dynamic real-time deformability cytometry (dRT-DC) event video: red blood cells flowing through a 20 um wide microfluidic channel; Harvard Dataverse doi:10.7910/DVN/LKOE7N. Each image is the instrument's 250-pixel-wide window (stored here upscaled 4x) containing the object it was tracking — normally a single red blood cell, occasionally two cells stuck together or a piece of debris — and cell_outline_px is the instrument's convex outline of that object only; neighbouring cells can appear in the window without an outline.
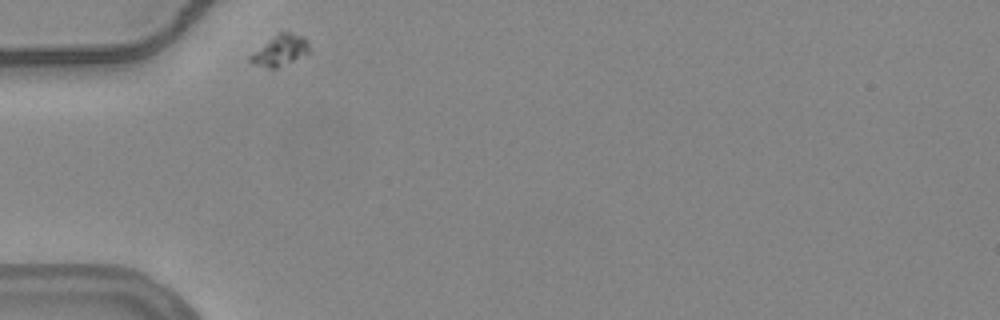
{"species": "common noctule bat (a hibernating species)", "species_latin": "Nyctalus noctula", "temperature_condition": "warm", "stored_images_in_passage": 35, "camera_frame_rate_fps": 3000, "um_per_image_px": 0.085, "animal": {"sex": "female", "body_mass_g": 24.6, "forearm_length_mm": 56.2}, "frame": {"image": 1, "passage_image": 1, "time_ms": 0.0, "image_size_px": [1000, 320], "cell_outline_px": [[308, 52], [276, 68], [268, 68], [252, 64], [248, 60], [248, 56], [268, 40], [280, 32], [288, 32], [304, 36], [308, 40]], "centroid_in_image_um": [23.77, 4.28], "position_along_channel_um": 61.2, "area_um2": 10.29}}
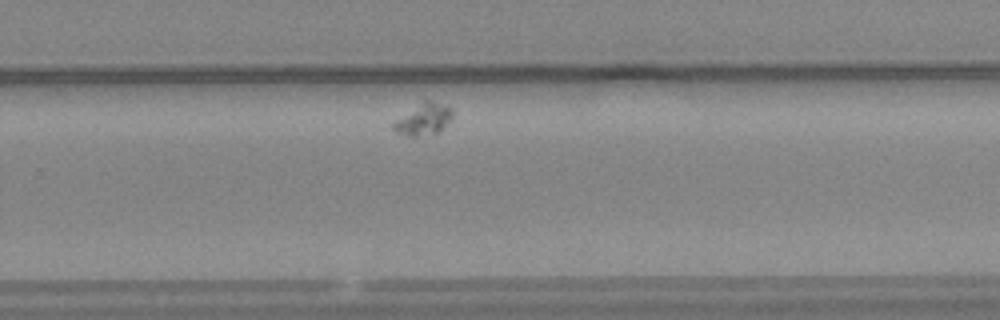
{"frame": {"image": 2, "passage_image": 25, "time_ms": 8.0, "image_size_px": [1000, 320], "cell_outline_px": [[452, 120], [440, 132], [416, 136], [408, 136], [396, 132], [392, 128], [392, 124], [396, 120], [424, 100], [432, 100], [448, 108], [452, 112]], "centroid_in_image_um": [36.01, 10.16], "position_along_channel_um": 293.8, "area_um2": 10.64}}
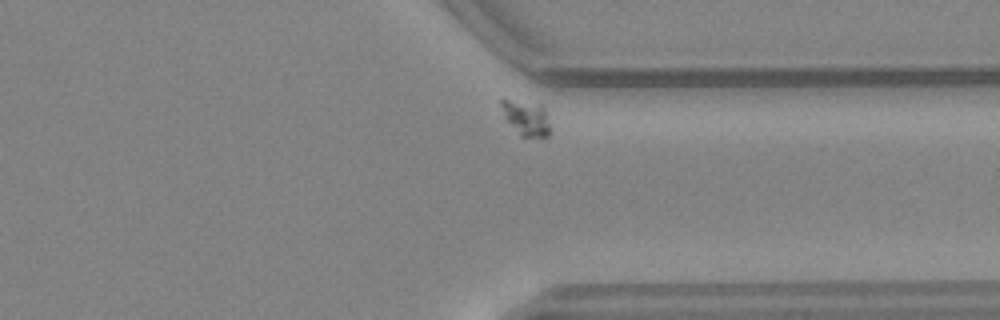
{"frame": {"image": 3, "passage_image": 32, "time_ms": 10.333, "image_size_px": [1000, 320], "cell_outline_px": [[552, 132], [544, 140], [520, 136], [504, 116], [500, 104], [500, 96], [504, 96], [540, 104], [544, 108]], "centroid_in_image_um": [44.73, 10.01], "position_along_channel_um": 366.7, "area_um2": 10.75}}